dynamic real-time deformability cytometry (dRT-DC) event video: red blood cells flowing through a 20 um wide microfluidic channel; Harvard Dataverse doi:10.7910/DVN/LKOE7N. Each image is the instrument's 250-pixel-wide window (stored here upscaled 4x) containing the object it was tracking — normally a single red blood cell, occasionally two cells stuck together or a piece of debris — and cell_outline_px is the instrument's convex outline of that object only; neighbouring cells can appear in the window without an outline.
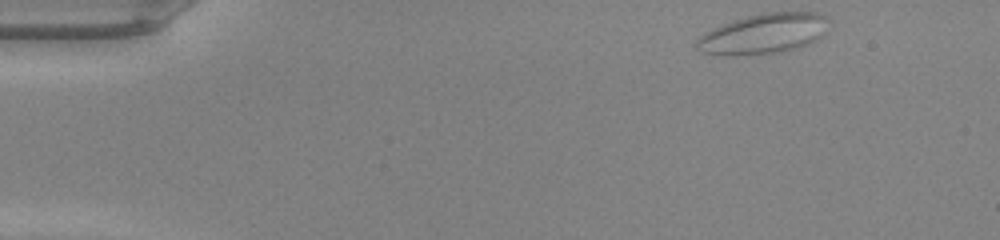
{"species": "common noctule bat (a hibernating species)", "species_latin": "Nyctalus noctula", "temperature_condition": "warm", "stored_images_in_passage": 46, "camera_frame_rate_fps": 3000, "um_per_image_px": 0.085, "animal": {"sex": "male", "body_mass_g": 20.0, "forearm_length_mm": 53.3}, "frame": {"image": 1, "passage_image": 1, "time_ms": 0.0, "image_size_px": [1000, 240], "cell_outline_px": [[832, 20], [828, 32], [816, 40], [800, 48], [780, 52], [736, 56], [720, 56], [700, 52], [696, 48], [696, 40], [704, 32], [712, 28], [748, 16], [764, 12], [820, 12], [828, 16]], "centroid_in_image_um": [64.97, 2.87], "position_along_channel_um": 20.0, "area_um2": 31.73}}
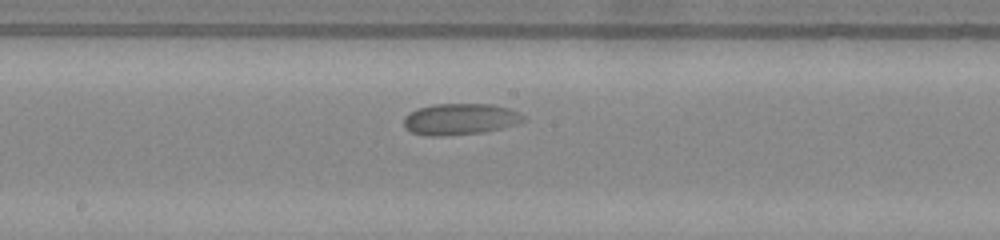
{"frame": {"image": 2, "passage_image": 23, "time_ms": 7.333, "image_size_px": [1000, 240], "cell_outline_px": [[528, 120], [520, 124], [484, 132], [444, 136], [424, 136], [412, 132], [404, 128], [404, 116], [416, 108], [432, 104], [492, 104], [508, 108], [520, 112]], "centroid_in_image_um": [39.13, 10.13], "position_along_channel_um": 209.1, "area_um2": 22.31}}
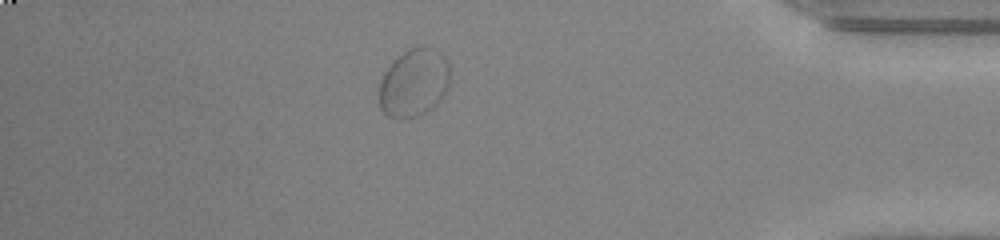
{"frame": {"image": 3, "passage_image": 40, "time_ms": 13.0, "image_size_px": [1000, 240], "cell_outline_px": [[448, 88], [440, 100], [432, 108], [420, 116], [400, 120], [396, 120], [388, 116], [380, 108], [380, 80], [384, 72], [392, 60], [404, 52], [412, 48], [424, 44], [436, 48], [448, 60]], "centroid_in_image_um": [35.18, 7.03], "position_along_channel_um": 400.0, "area_um2": 28.55}}